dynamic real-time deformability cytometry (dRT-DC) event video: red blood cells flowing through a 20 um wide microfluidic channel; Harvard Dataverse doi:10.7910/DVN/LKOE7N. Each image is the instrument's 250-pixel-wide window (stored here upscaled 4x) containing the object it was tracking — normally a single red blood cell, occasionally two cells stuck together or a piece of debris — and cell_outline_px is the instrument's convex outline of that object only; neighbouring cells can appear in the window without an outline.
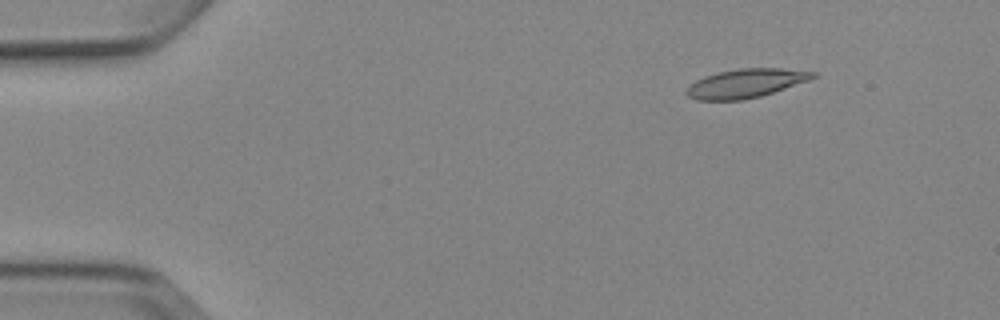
{"species": "Egyptian fruit bat (a non-hibernating species)", "species_latin": "Rousettus aegyptiacus", "temperature_condition": "cold", "stored_images_in_passage": 4, "camera_frame_rate_fps": 3000, "um_per_image_px": 0.085, "animal": {"sex": "female"}, "frame": {"image": 1, "passage_image": 1, "time_ms": 0.0, "image_size_px": [1000, 320], "cell_outline_px": [[816, 76], [808, 80], [760, 96], [740, 100], [696, 100], [688, 96], [684, 92], [696, 80], [704, 76], [720, 72], [740, 68], [780, 68], [816, 72]], "centroid_in_image_um": [63.36, 7.08], "position_along_channel_um": 21.6, "area_um2": 20.87}}
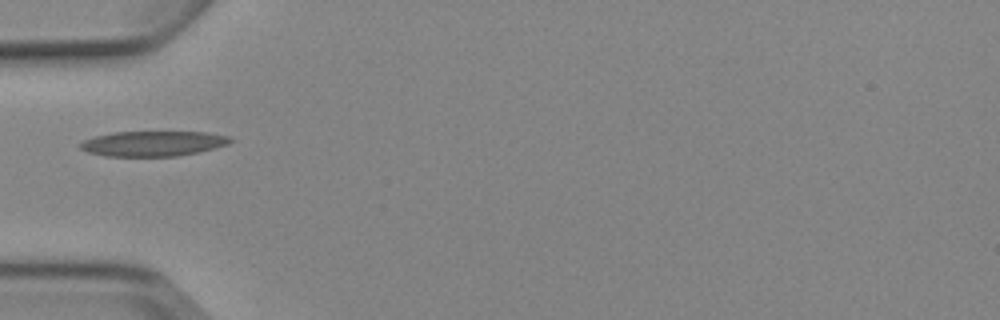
{"frame": {"image": 2, "passage_image": 4, "time_ms": 3.667, "image_size_px": [1000, 320], "cell_outline_px": [[232, 140], [228, 144], [196, 152], [176, 156], [104, 156], [88, 152], [80, 148], [80, 144], [84, 140], [96, 136], [112, 132], [208, 132], [228, 136]], "centroid_in_image_um": [12.98, 12.2], "position_along_channel_um": 72.0, "area_um2": 21.73}}